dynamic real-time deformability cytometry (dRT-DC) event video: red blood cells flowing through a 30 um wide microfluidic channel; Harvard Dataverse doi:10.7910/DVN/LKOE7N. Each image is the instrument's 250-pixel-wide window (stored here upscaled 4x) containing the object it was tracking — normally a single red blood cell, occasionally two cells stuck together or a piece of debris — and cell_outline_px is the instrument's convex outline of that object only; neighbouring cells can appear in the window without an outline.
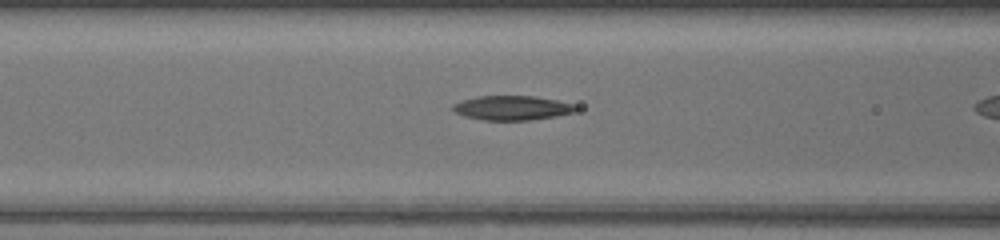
{"species": "common noctule bat (a hibernating species)", "species_latin": "Nyctalus noctula", "temperature_condition": "warm", "stored_images_in_passage": 11, "camera_frame_rate_fps": 3000, "um_per_image_px": 0.085, "animal": {"sex": "female", "body_mass_g": 17.0, "forearm_length_mm": 48.0}, "frame": {"image": 1, "passage_image": 7, "time_ms": 2.0, "image_size_px": [1000, 240], "cell_outline_px": [[580, 108], [576, 112], [556, 116], [532, 120], [484, 120], [464, 116], [452, 112], [448, 108], [452, 104], [476, 96], [536, 96], [556, 100], [572, 104]], "centroid_in_image_um": [43.49, 9.17], "position_along_channel_um": 123.1, "area_um2": 17.74}}
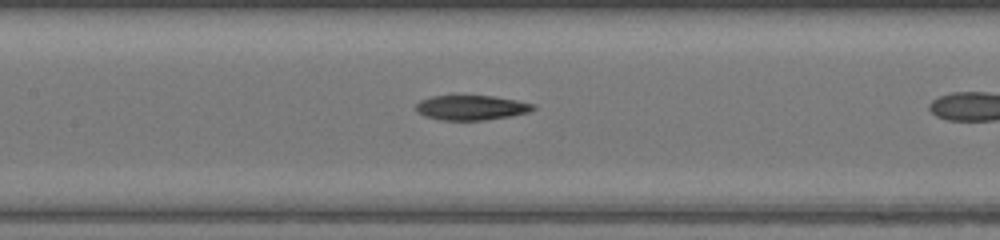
{"frame": {"image": 2, "passage_image": 10, "time_ms": 3.0, "image_size_px": [1000, 240], "cell_outline_px": [[536, 108], [528, 112], [508, 116], [484, 120], [440, 120], [424, 116], [416, 112], [416, 104], [420, 100], [432, 96], [492, 96], [516, 100], [536, 104]], "centroid_in_image_um": [40.04, 9.15], "position_along_channel_um": 167.4, "area_um2": 16.88}}